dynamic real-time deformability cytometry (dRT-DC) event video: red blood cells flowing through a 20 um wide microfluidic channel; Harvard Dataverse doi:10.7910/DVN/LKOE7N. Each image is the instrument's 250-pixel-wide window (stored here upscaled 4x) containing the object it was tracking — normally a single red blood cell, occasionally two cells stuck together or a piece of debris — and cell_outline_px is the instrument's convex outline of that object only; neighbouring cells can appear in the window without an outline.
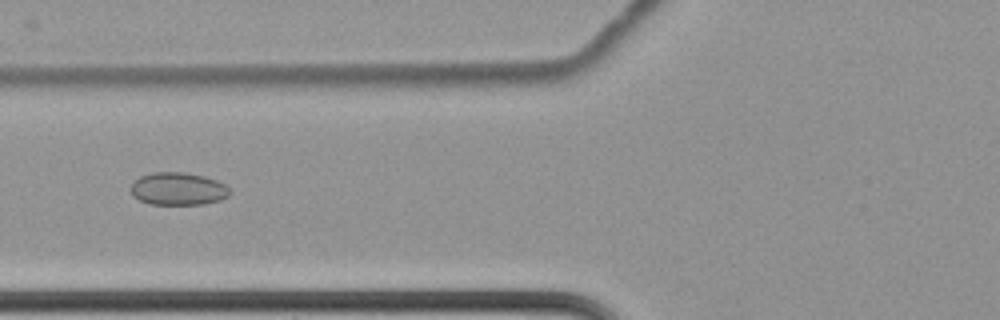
{"species": "common noctule bat (a hibernating species)", "species_latin": "Nyctalus noctula", "temperature_condition": "cold", "stored_images_in_passage": 5, "camera_frame_rate_fps": 3000, "um_per_image_px": 0.085, "animal": {"sex": "female", "body_mass_g": 22.7, "forearm_length_mm": 54.2}, "frame": {"image": 1, "passage_image": 4, "time_ms": 1.0, "image_size_px": [1000, 320], "cell_outline_px": [[228, 196], [220, 200], [204, 204], [148, 204], [132, 196], [128, 188], [140, 176], [152, 172], [184, 172], [204, 176], [216, 180], [224, 184], [228, 188]], "centroid_in_image_um": [15.08, 16.05], "position_along_channel_um": 110.7, "area_um2": 18.9}}
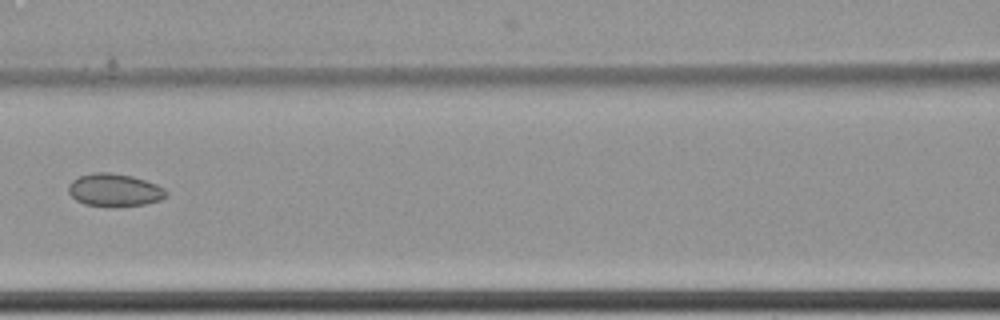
{"frame": {"image": 2, "passage_image": 5, "time_ms": 1.333, "image_size_px": [1000, 320], "cell_outline_px": [[168, 196], [160, 200], [144, 204], [84, 204], [76, 200], [68, 192], [68, 184], [72, 180], [80, 176], [92, 172], [108, 172], [132, 176], [156, 184], [164, 188], [168, 192]], "centroid_in_image_um": [9.73, 16.11], "position_along_channel_um": 156.9, "area_um2": 18.09}}